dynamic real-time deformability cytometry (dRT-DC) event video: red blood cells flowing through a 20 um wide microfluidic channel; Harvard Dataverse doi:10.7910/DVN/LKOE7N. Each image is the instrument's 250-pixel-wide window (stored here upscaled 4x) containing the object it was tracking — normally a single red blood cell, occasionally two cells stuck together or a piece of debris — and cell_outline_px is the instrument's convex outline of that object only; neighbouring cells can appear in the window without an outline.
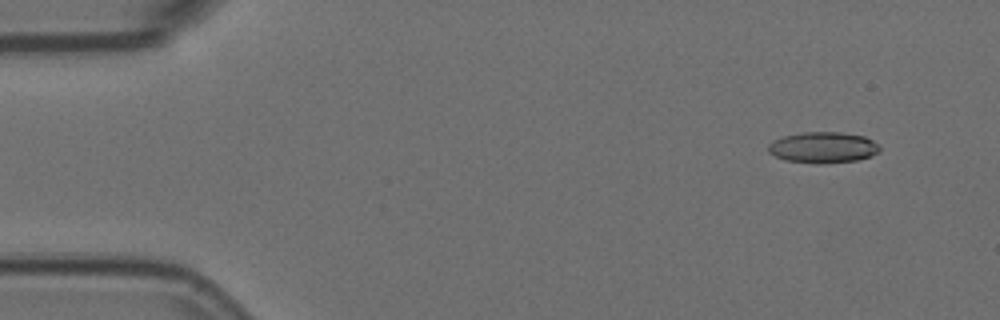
{"species": "Egyptian fruit bat (a non-hibernating species)", "species_latin": "Rousettus aegyptiacus", "temperature_condition": "room temperature", "stored_images_in_passage": 9, "camera_frame_rate_fps": 3000, "um_per_image_px": 0.085, "animal": {"sex": "female"}, "frame": {"image": 1, "passage_image": 2, "time_ms": 0.333, "image_size_px": [1000, 320], "cell_outline_px": [[880, 152], [872, 156], [856, 160], [820, 164], [784, 160], [768, 152], [768, 144], [784, 136], [804, 132], [840, 132], [864, 136], [872, 140], [880, 148]], "centroid_in_image_um": [69.97, 12.54], "position_along_channel_um": 15.0, "area_um2": 20.06}}
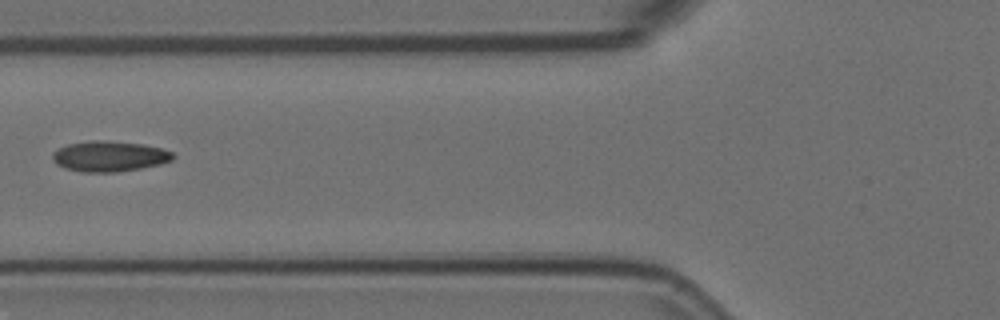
{"frame": {"image": 2, "passage_image": 7, "time_ms": 2.0, "image_size_px": [1000, 320], "cell_outline_px": [[176, 156], [172, 160], [160, 164], [140, 168], [116, 172], [80, 172], [64, 168], [56, 164], [52, 160], [52, 152], [68, 144], [96, 140], [140, 144], [160, 148], [172, 152]], "centroid_in_image_um": [9.27, 13.3], "position_along_channel_um": 116.5, "area_um2": 21.21}}
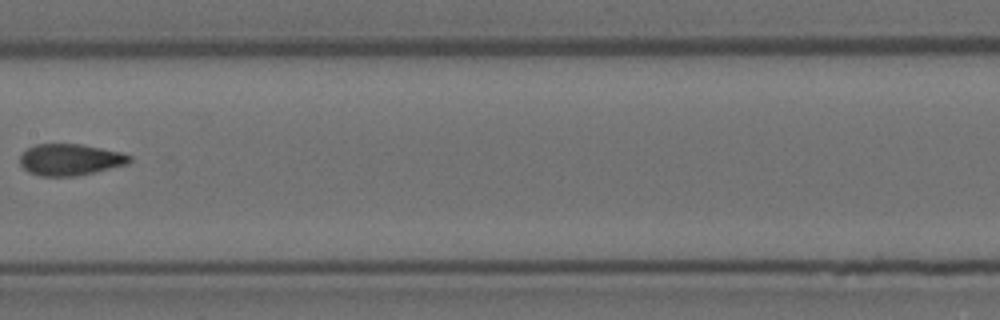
{"frame": {"image": 3, "passage_image": 9, "time_ms": 2.667, "image_size_px": [1000, 320], "cell_outline_px": [[132, 160], [128, 164], [76, 176], [40, 176], [28, 172], [20, 164], [20, 156], [28, 148], [36, 144], [80, 144], [120, 152], [132, 156]], "centroid_in_image_um": [5.96, 13.57], "position_along_channel_um": 201.4, "area_um2": 20.0}}